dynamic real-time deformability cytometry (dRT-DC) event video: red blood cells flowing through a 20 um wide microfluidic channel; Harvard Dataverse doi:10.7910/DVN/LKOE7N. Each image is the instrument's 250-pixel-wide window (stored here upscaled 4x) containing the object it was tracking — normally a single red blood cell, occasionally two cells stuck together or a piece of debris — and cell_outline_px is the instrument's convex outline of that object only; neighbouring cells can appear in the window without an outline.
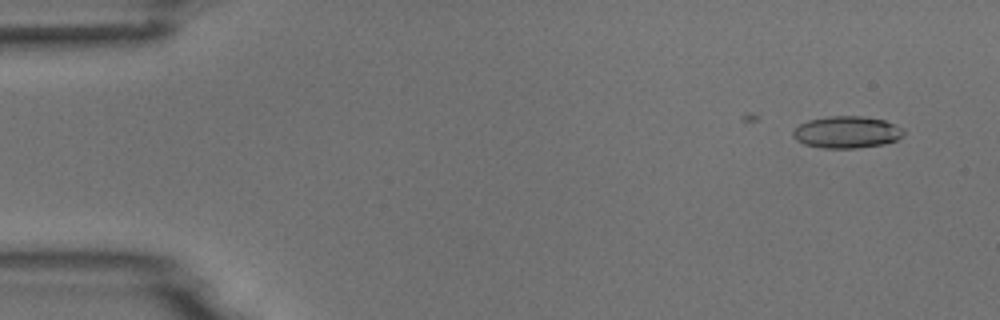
{"species": "common noctule bat (a hibernating species)", "species_latin": "Nyctalus noctula", "temperature_condition": "room temperature", "stored_images_in_passage": 8, "camera_frame_rate_fps": 3000, "um_per_image_px": 0.085, "animal": {"sex": "male", "body_mass_g": 18.8}, "frame": {"image": 1, "passage_image": 3, "time_ms": 2.333, "image_size_px": [1000, 320], "cell_outline_px": [[904, 132], [896, 140], [884, 144], [856, 148], [824, 148], [804, 144], [796, 140], [792, 136], [792, 132], [800, 124], [808, 120], [828, 116], [860, 116], [884, 120], [904, 128]], "centroid_in_image_um": [71.96, 11.23], "position_along_channel_um": 13.0, "area_um2": 20.52}}